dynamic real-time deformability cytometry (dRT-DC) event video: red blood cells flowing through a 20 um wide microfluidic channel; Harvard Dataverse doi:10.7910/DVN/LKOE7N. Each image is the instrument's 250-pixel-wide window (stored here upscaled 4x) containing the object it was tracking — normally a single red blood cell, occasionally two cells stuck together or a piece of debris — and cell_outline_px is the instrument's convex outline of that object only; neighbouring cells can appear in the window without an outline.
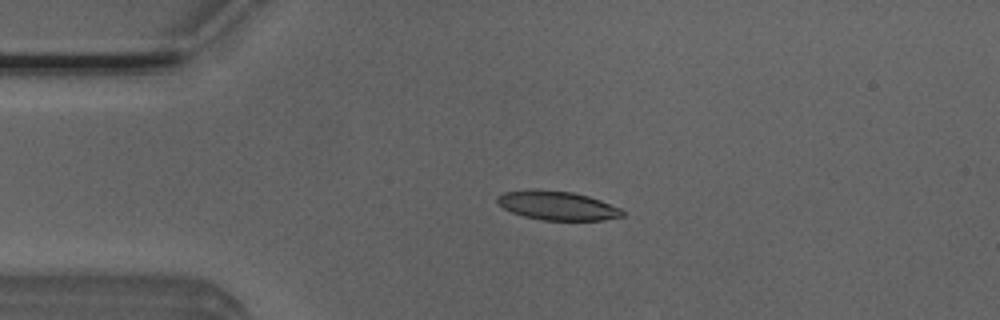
{"species": "Egyptian fruit bat (a non-hibernating species)", "species_latin": "Rousettus aegyptiacus", "temperature_condition": "room temperature", "stored_images_in_passage": 5, "camera_frame_rate_fps": 3000, "um_per_image_px": 0.085, "animal": {"sex": "male"}, "frame": {"image": 1, "passage_image": 4, "time_ms": 1.0, "image_size_px": [1000, 320], "cell_outline_px": [[624, 216], [604, 220], [540, 220], [524, 216], [512, 212], [504, 208], [496, 200], [496, 196], [504, 192], [572, 192], [588, 196], [600, 200], [620, 208], [624, 212]], "centroid_in_image_um": [47.44, 17.52], "position_along_channel_um": 37.6, "area_um2": 20.23}}